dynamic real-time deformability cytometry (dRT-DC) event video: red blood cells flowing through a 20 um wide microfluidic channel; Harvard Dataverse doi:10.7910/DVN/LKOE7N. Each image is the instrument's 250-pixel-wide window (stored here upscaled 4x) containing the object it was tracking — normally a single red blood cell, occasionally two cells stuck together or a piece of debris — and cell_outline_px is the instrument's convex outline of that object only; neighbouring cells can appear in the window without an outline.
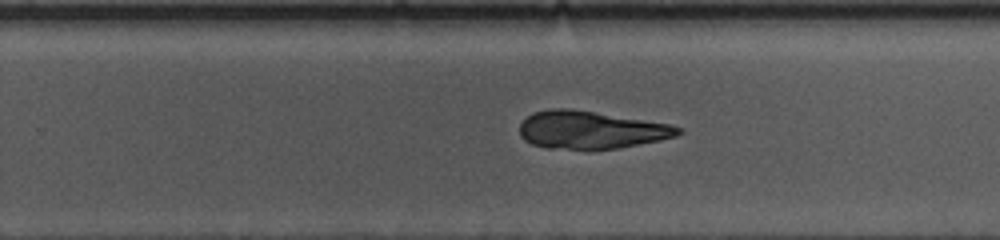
{"species": "common noctule bat (a hibernating species)", "species_latin": "Nyctalus noctula", "temperature_condition": "cold", "stored_images_in_passage": 40, "camera_frame_rate_fps": 3000, "um_per_image_px": 0.085, "animal": {"sex": "female", "body_mass_g": 10.0, "forearm_length_mm": 53.1}, "frame": {"image": 1, "passage_image": 19, "time_ms": 6.0, "image_size_px": [1000, 240], "cell_outline_px": [[680, 132], [676, 136], [660, 140], [616, 148], [544, 148], [532, 144], [524, 140], [520, 136], [520, 124], [532, 112], [552, 108], [568, 108], [668, 124], [680, 128]], "centroid_in_image_um": [50.15, 11.03], "position_along_channel_um": 279.7, "area_um2": 34.1}}